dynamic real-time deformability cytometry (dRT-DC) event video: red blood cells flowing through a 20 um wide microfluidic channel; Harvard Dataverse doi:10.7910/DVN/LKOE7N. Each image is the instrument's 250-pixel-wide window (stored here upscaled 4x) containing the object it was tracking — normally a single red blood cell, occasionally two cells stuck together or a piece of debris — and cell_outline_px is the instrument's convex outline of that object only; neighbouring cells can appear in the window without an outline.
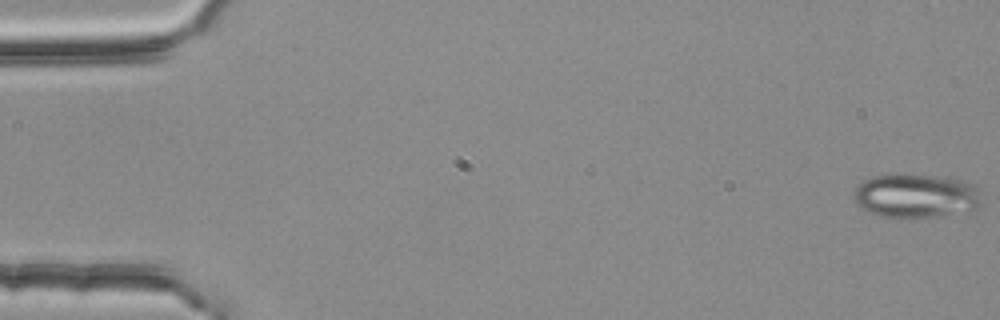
{"species": "common noctule bat (a hibernating species)", "species_latin": "Nyctalus noctula", "temperature_condition": "room temperature", "stored_images_in_passage": 56, "camera_frame_rate_fps": 3000, "um_per_image_px": 0.085, "animal": {"sex": "female", "body_mass_g": 25.1}, "frame": {"image": 1, "passage_image": 1, "time_ms": 0.0, "image_size_px": [1000, 320], "cell_outline_px": [[984, 204], [980, 208], [936, 216], [880, 216], [868, 212], [856, 204], [856, 188], [864, 180], [872, 176], [932, 176], [964, 180], [972, 184], [984, 196]], "centroid_in_image_um": [77.95, 16.66], "position_along_channel_um": 7.1, "area_um2": 31.96}}
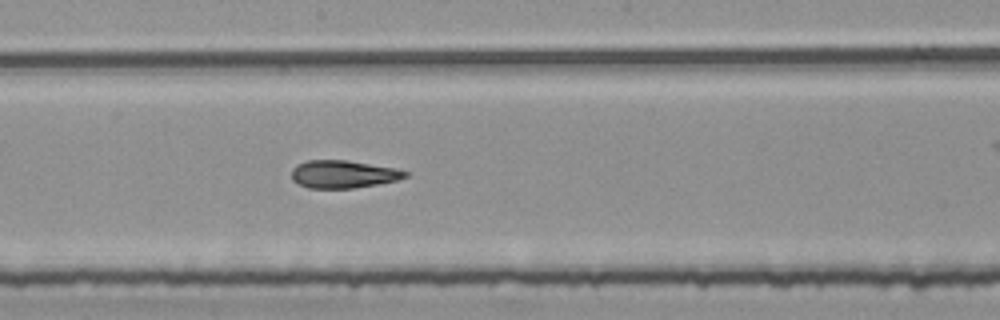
{"frame": {"image": 2, "passage_image": 30, "time_ms": 9.667, "image_size_px": [1000, 320], "cell_outline_px": [[408, 176], [396, 180], [376, 184], [352, 188], [308, 188], [296, 184], [292, 180], [292, 168], [296, 164], [308, 160], [348, 160], [392, 168], [408, 172]], "centroid_in_image_um": [29.1, 14.8], "position_along_channel_um": 219.1, "area_um2": 18.26}}
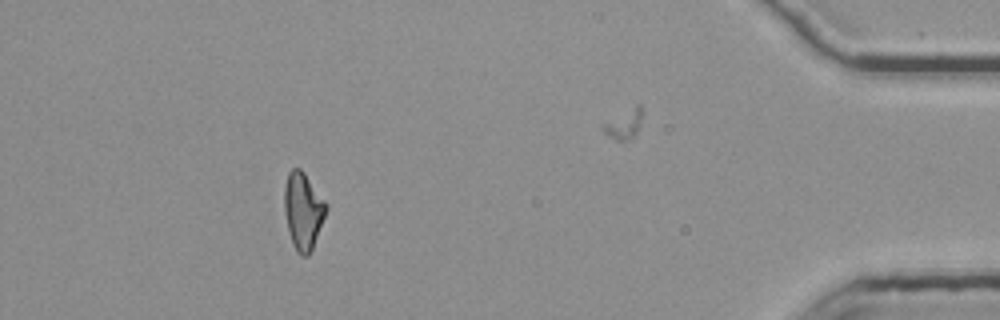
{"frame": {"image": 3, "passage_image": 50, "time_ms": 16.333, "image_size_px": [1000, 320], "cell_outline_px": [[328, 208], [312, 248], [308, 256], [300, 256], [296, 252], [292, 244], [288, 232], [284, 212], [284, 188], [288, 172], [292, 168], [300, 168], [304, 172], [328, 204]], "centroid_in_image_um": [25.75, 17.92], "position_along_channel_um": 409.5, "area_um2": 18.9}, "authors_computed_cell_mechanics": {"area_um2": 18.9295, "velocity_mm_per_s": 3.776, "shape_relaxation_time_tau1_ms": null, "shape_relaxation_time_tau2_ms": 3.1415, "deformation_change_tau1": null, "deformation_change_tau2": 0.107}}